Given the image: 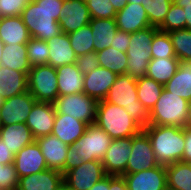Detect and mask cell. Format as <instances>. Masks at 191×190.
I'll return each instance as SVG.
<instances>
[{
	"label": "cell",
	"mask_w": 191,
	"mask_h": 190,
	"mask_svg": "<svg viewBox=\"0 0 191 190\" xmlns=\"http://www.w3.org/2000/svg\"><path fill=\"white\" fill-rule=\"evenodd\" d=\"M88 124L68 114L56 113L52 134L71 146L85 133Z\"/></svg>",
	"instance_id": "obj_22"
},
{
	"label": "cell",
	"mask_w": 191,
	"mask_h": 190,
	"mask_svg": "<svg viewBox=\"0 0 191 190\" xmlns=\"http://www.w3.org/2000/svg\"><path fill=\"white\" fill-rule=\"evenodd\" d=\"M150 138L142 130L138 135L132 136L131 154L123 174H132L158 166Z\"/></svg>",
	"instance_id": "obj_11"
},
{
	"label": "cell",
	"mask_w": 191,
	"mask_h": 190,
	"mask_svg": "<svg viewBox=\"0 0 191 190\" xmlns=\"http://www.w3.org/2000/svg\"><path fill=\"white\" fill-rule=\"evenodd\" d=\"M63 174L55 169H46L39 173L19 178L17 190H63Z\"/></svg>",
	"instance_id": "obj_21"
},
{
	"label": "cell",
	"mask_w": 191,
	"mask_h": 190,
	"mask_svg": "<svg viewBox=\"0 0 191 190\" xmlns=\"http://www.w3.org/2000/svg\"><path fill=\"white\" fill-rule=\"evenodd\" d=\"M166 179L176 190H191V164L180 161L166 165Z\"/></svg>",
	"instance_id": "obj_32"
},
{
	"label": "cell",
	"mask_w": 191,
	"mask_h": 190,
	"mask_svg": "<svg viewBox=\"0 0 191 190\" xmlns=\"http://www.w3.org/2000/svg\"><path fill=\"white\" fill-rule=\"evenodd\" d=\"M27 45V56L31 67L48 64L49 46L46 41L31 37Z\"/></svg>",
	"instance_id": "obj_39"
},
{
	"label": "cell",
	"mask_w": 191,
	"mask_h": 190,
	"mask_svg": "<svg viewBox=\"0 0 191 190\" xmlns=\"http://www.w3.org/2000/svg\"><path fill=\"white\" fill-rule=\"evenodd\" d=\"M172 3L171 0H141L150 25L157 28L163 23Z\"/></svg>",
	"instance_id": "obj_38"
},
{
	"label": "cell",
	"mask_w": 191,
	"mask_h": 190,
	"mask_svg": "<svg viewBox=\"0 0 191 190\" xmlns=\"http://www.w3.org/2000/svg\"><path fill=\"white\" fill-rule=\"evenodd\" d=\"M63 0H31L21 19L31 37L48 41L61 33L59 20Z\"/></svg>",
	"instance_id": "obj_1"
},
{
	"label": "cell",
	"mask_w": 191,
	"mask_h": 190,
	"mask_svg": "<svg viewBox=\"0 0 191 190\" xmlns=\"http://www.w3.org/2000/svg\"><path fill=\"white\" fill-rule=\"evenodd\" d=\"M4 100L5 99L0 95V104H3Z\"/></svg>",
	"instance_id": "obj_58"
},
{
	"label": "cell",
	"mask_w": 191,
	"mask_h": 190,
	"mask_svg": "<svg viewBox=\"0 0 191 190\" xmlns=\"http://www.w3.org/2000/svg\"><path fill=\"white\" fill-rule=\"evenodd\" d=\"M95 124L112 139L136 136L143 130L124 108L104 100L98 101Z\"/></svg>",
	"instance_id": "obj_5"
},
{
	"label": "cell",
	"mask_w": 191,
	"mask_h": 190,
	"mask_svg": "<svg viewBox=\"0 0 191 190\" xmlns=\"http://www.w3.org/2000/svg\"><path fill=\"white\" fill-rule=\"evenodd\" d=\"M56 74L59 96L83 92L84 75L76 63L57 67Z\"/></svg>",
	"instance_id": "obj_26"
},
{
	"label": "cell",
	"mask_w": 191,
	"mask_h": 190,
	"mask_svg": "<svg viewBox=\"0 0 191 190\" xmlns=\"http://www.w3.org/2000/svg\"><path fill=\"white\" fill-rule=\"evenodd\" d=\"M53 104L56 113L68 114L88 125L96 121L98 101L84 92L58 96Z\"/></svg>",
	"instance_id": "obj_9"
},
{
	"label": "cell",
	"mask_w": 191,
	"mask_h": 190,
	"mask_svg": "<svg viewBox=\"0 0 191 190\" xmlns=\"http://www.w3.org/2000/svg\"><path fill=\"white\" fill-rule=\"evenodd\" d=\"M3 47H4V43L0 40V62H1V57L3 54Z\"/></svg>",
	"instance_id": "obj_53"
},
{
	"label": "cell",
	"mask_w": 191,
	"mask_h": 190,
	"mask_svg": "<svg viewBox=\"0 0 191 190\" xmlns=\"http://www.w3.org/2000/svg\"><path fill=\"white\" fill-rule=\"evenodd\" d=\"M14 166L19 178L48 169L37 141L26 145L14 156Z\"/></svg>",
	"instance_id": "obj_17"
},
{
	"label": "cell",
	"mask_w": 191,
	"mask_h": 190,
	"mask_svg": "<svg viewBox=\"0 0 191 190\" xmlns=\"http://www.w3.org/2000/svg\"><path fill=\"white\" fill-rule=\"evenodd\" d=\"M89 190H109V175L95 183Z\"/></svg>",
	"instance_id": "obj_50"
},
{
	"label": "cell",
	"mask_w": 191,
	"mask_h": 190,
	"mask_svg": "<svg viewBox=\"0 0 191 190\" xmlns=\"http://www.w3.org/2000/svg\"><path fill=\"white\" fill-rule=\"evenodd\" d=\"M104 101L124 108L142 128L148 125L149 112L138 100L135 78L117 75Z\"/></svg>",
	"instance_id": "obj_4"
},
{
	"label": "cell",
	"mask_w": 191,
	"mask_h": 190,
	"mask_svg": "<svg viewBox=\"0 0 191 190\" xmlns=\"http://www.w3.org/2000/svg\"><path fill=\"white\" fill-rule=\"evenodd\" d=\"M160 31L171 32L184 29V10L176 3H172L163 23L158 27Z\"/></svg>",
	"instance_id": "obj_40"
},
{
	"label": "cell",
	"mask_w": 191,
	"mask_h": 190,
	"mask_svg": "<svg viewBox=\"0 0 191 190\" xmlns=\"http://www.w3.org/2000/svg\"><path fill=\"white\" fill-rule=\"evenodd\" d=\"M56 68L51 65L31 67L27 74V88L36 101L54 103L59 96Z\"/></svg>",
	"instance_id": "obj_8"
},
{
	"label": "cell",
	"mask_w": 191,
	"mask_h": 190,
	"mask_svg": "<svg viewBox=\"0 0 191 190\" xmlns=\"http://www.w3.org/2000/svg\"><path fill=\"white\" fill-rule=\"evenodd\" d=\"M0 66L28 74L31 66L27 56V45H4Z\"/></svg>",
	"instance_id": "obj_30"
},
{
	"label": "cell",
	"mask_w": 191,
	"mask_h": 190,
	"mask_svg": "<svg viewBox=\"0 0 191 190\" xmlns=\"http://www.w3.org/2000/svg\"><path fill=\"white\" fill-rule=\"evenodd\" d=\"M127 2L141 4V0H127Z\"/></svg>",
	"instance_id": "obj_54"
},
{
	"label": "cell",
	"mask_w": 191,
	"mask_h": 190,
	"mask_svg": "<svg viewBox=\"0 0 191 190\" xmlns=\"http://www.w3.org/2000/svg\"><path fill=\"white\" fill-rule=\"evenodd\" d=\"M189 103V101L164 88L156 104L149 111L148 124L185 127L188 119Z\"/></svg>",
	"instance_id": "obj_6"
},
{
	"label": "cell",
	"mask_w": 191,
	"mask_h": 190,
	"mask_svg": "<svg viewBox=\"0 0 191 190\" xmlns=\"http://www.w3.org/2000/svg\"><path fill=\"white\" fill-rule=\"evenodd\" d=\"M46 42L49 46L50 53L48 65L57 68L76 63L77 55L71 47L68 34L61 32Z\"/></svg>",
	"instance_id": "obj_23"
},
{
	"label": "cell",
	"mask_w": 191,
	"mask_h": 190,
	"mask_svg": "<svg viewBox=\"0 0 191 190\" xmlns=\"http://www.w3.org/2000/svg\"><path fill=\"white\" fill-rule=\"evenodd\" d=\"M109 190H128L123 176L109 175Z\"/></svg>",
	"instance_id": "obj_47"
},
{
	"label": "cell",
	"mask_w": 191,
	"mask_h": 190,
	"mask_svg": "<svg viewBox=\"0 0 191 190\" xmlns=\"http://www.w3.org/2000/svg\"><path fill=\"white\" fill-rule=\"evenodd\" d=\"M181 162L191 163V127L185 126V147Z\"/></svg>",
	"instance_id": "obj_46"
},
{
	"label": "cell",
	"mask_w": 191,
	"mask_h": 190,
	"mask_svg": "<svg viewBox=\"0 0 191 190\" xmlns=\"http://www.w3.org/2000/svg\"><path fill=\"white\" fill-rule=\"evenodd\" d=\"M186 126H190L191 127V102L189 103L188 119H187Z\"/></svg>",
	"instance_id": "obj_52"
},
{
	"label": "cell",
	"mask_w": 191,
	"mask_h": 190,
	"mask_svg": "<svg viewBox=\"0 0 191 190\" xmlns=\"http://www.w3.org/2000/svg\"><path fill=\"white\" fill-rule=\"evenodd\" d=\"M76 65L79 71L86 75L99 67V61L95 51L77 57Z\"/></svg>",
	"instance_id": "obj_44"
},
{
	"label": "cell",
	"mask_w": 191,
	"mask_h": 190,
	"mask_svg": "<svg viewBox=\"0 0 191 190\" xmlns=\"http://www.w3.org/2000/svg\"><path fill=\"white\" fill-rule=\"evenodd\" d=\"M116 77L117 74L115 72L99 66L84 75L83 92L96 101H102L107 96Z\"/></svg>",
	"instance_id": "obj_18"
},
{
	"label": "cell",
	"mask_w": 191,
	"mask_h": 190,
	"mask_svg": "<svg viewBox=\"0 0 191 190\" xmlns=\"http://www.w3.org/2000/svg\"><path fill=\"white\" fill-rule=\"evenodd\" d=\"M91 17L83 0H63L59 25L61 32L70 34L90 23Z\"/></svg>",
	"instance_id": "obj_13"
},
{
	"label": "cell",
	"mask_w": 191,
	"mask_h": 190,
	"mask_svg": "<svg viewBox=\"0 0 191 190\" xmlns=\"http://www.w3.org/2000/svg\"><path fill=\"white\" fill-rule=\"evenodd\" d=\"M19 177L14 163L2 164L0 160V190H17Z\"/></svg>",
	"instance_id": "obj_42"
},
{
	"label": "cell",
	"mask_w": 191,
	"mask_h": 190,
	"mask_svg": "<svg viewBox=\"0 0 191 190\" xmlns=\"http://www.w3.org/2000/svg\"><path fill=\"white\" fill-rule=\"evenodd\" d=\"M31 36L20 16L0 18V40L4 45L27 44Z\"/></svg>",
	"instance_id": "obj_25"
},
{
	"label": "cell",
	"mask_w": 191,
	"mask_h": 190,
	"mask_svg": "<svg viewBox=\"0 0 191 190\" xmlns=\"http://www.w3.org/2000/svg\"><path fill=\"white\" fill-rule=\"evenodd\" d=\"M1 105H2V104H0V129H1L2 126H3V125H2V119H1Z\"/></svg>",
	"instance_id": "obj_56"
},
{
	"label": "cell",
	"mask_w": 191,
	"mask_h": 190,
	"mask_svg": "<svg viewBox=\"0 0 191 190\" xmlns=\"http://www.w3.org/2000/svg\"><path fill=\"white\" fill-rule=\"evenodd\" d=\"M91 18H115L117 11L109 0H87Z\"/></svg>",
	"instance_id": "obj_41"
},
{
	"label": "cell",
	"mask_w": 191,
	"mask_h": 190,
	"mask_svg": "<svg viewBox=\"0 0 191 190\" xmlns=\"http://www.w3.org/2000/svg\"><path fill=\"white\" fill-rule=\"evenodd\" d=\"M137 97L148 112L156 104L164 85L147 76L137 78Z\"/></svg>",
	"instance_id": "obj_33"
},
{
	"label": "cell",
	"mask_w": 191,
	"mask_h": 190,
	"mask_svg": "<svg viewBox=\"0 0 191 190\" xmlns=\"http://www.w3.org/2000/svg\"><path fill=\"white\" fill-rule=\"evenodd\" d=\"M163 190H176V189H174V188L167 185Z\"/></svg>",
	"instance_id": "obj_57"
},
{
	"label": "cell",
	"mask_w": 191,
	"mask_h": 190,
	"mask_svg": "<svg viewBox=\"0 0 191 190\" xmlns=\"http://www.w3.org/2000/svg\"><path fill=\"white\" fill-rule=\"evenodd\" d=\"M56 111L50 102L36 101L26 120L35 139L52 134Z\"/></svg>",
	"instance_id": "obj_14"
},
{
	"label": "cell",
	"mask_w": 191,
	"mask_h": 190,
	"mask_svg": "<svg viewBox=\"0 0 191 190\" xmlns=\"http://www.w3.org/2000/svg\"><path fill=\"white\" fill-rule=\"evenodd\" d=\"M132 136L112 139L101 163L107 175L121 176L131 154Z\"/></svg>",
	"instance_id": "obj_12"
},
{
	"label": "cell",
	"mask_w": 191,
	"mask_h": 190,
	"mask_svg": "<svg viewBox=\"0 0 191 190\" xmlns=\"http://www.w3.org/2000/svg\"><path fill=\"white\" fill-rule=\"evenodd\" d=\"M0 139L16 155L23 147L33 143L36 139L25 123H14L2 126Z\"/></svg>",
	"instance_id": "obj_24"
},
{
	"label": "cell",
	"mask_w": 191,
	"mask_h": 190,
	"mask_svg": "<svg viewBox=\"0 0 191 190\" xmlns=\"http://www.w3.org/2000/svg\"><path fill=\"white\" fill-rule=\"evenodd\" d=\"M173 3L175 2H188V1H191V0H171Z\"/></svg>",
	"instance_id": "obj_55"
},
{
	"label": "cell",
	"mask_w": 191,
	"mask_h": 190,
	"mask_svg": "<svg viewBox=\"0 0 191 190\" xmlns=\"http://www.w3.org/2000/svg\"><path fill=\"white\" fill-rule=\"evenodd\" d=\"M112 138L97 124L87 126L85 133L69 146L64 173L93 160L101 161L110 146Z\"/></svg>",
	"instance_id": "obj_2"
},
{
	"label": "cell",
	"mask_w": 191,
	"mask_h": 190,
	"mask_svg": "<svg viewBox=\"0 0 191 190\" xmlns=\"http://www.w3.org/2000/svg\"><path fill=\"white\" fill-rule=\"evenodd\" d=\"M28 91L27 74L0 66V95L4 99L17 96Z\"/></svg>",
	"instance_id": "obj_28"
},
{
	"label": "cell",
	"mask_w": 191,
	"mask_h": 190,
	"mask_svg": "<svg viewBox=\"0 0 191 190\" xmlns=\"http://www.w3.org/2000/svg\"><path fill=\"white\" fill-rule=\"evenodd\" d=\"M116 25L119 30L134 33L150 27L149 18L142 4L128 2L116 13Z\"/></svg>",
	"instance_id": "obj_19"
},
{
	"label": "cell",
	"mask_w": 191,
	"mask_h": 190,
	"mask_svg": "<svg viewBox=\"0 0 191 190\" xmlns=\"http://www.w3.org/2000/svg\"><path fill=\"white\" fill-rule=\"evenodd\" d=\"M176 58L191 61V30L179 29L169 32Z\"/></svg>",
	"instance_id": "obj_36"
},
{
	"label": "cell",
	"mask_w": 191,
	"mask_h": 190,
	"mask_svg": "<svg viewBox=\"0 0 191 190\" xmlns=\"http://www.w3.org/2000/svg\"><path fill=\"white\" fill-rule=\"evenodd\" d=\"M116 11L121 10L128 2L127 0H109Z\"/></svg>",
	"instance_id": "obj_51"
},
{
	"label": "cell",
	"mask_w": 191,
	"mask_h": 190,
	"mask_svg": "<svg viewBox=\"0 0 191 190\" xmlns=\"http://www.w3.org/2000/svg\"><path fill=\"white\" fill-rule=\"evenodd\" d=\"M68 37L77 57L94 51L93 34L89 24L68 34Z\"/></svg>",
	"instance_id": "obj_35"
},
{
	"label": "cell",
	"mask_w": 191,
	"mask_h": 190,
	"mask_svg": "<svg viewBox=\"0 0 191 190\" xmlns=\"http://www.w3.org/2000/svg\"><path fill=\"white\" fill-rule=\"evenodd\" d=\"M99 66L104 67L117 75L126 74L128 57L125 52L118 51L111 46L96 52Z\"/></svg>",
	"instance_id": "obj_34"
},
{
	"label": "cell",
	"mask_w": 191,
	"mask_h": 190,
	"mask_svg": "<svg viewBox=\"0 0 191 190\" xmlns=\"http://www.w3.org/2000/svg\"><path fill=\"white\" fill-rule=\"evenodd\" d=\"M130 37L131 33H127L118 29L114 35V41L111 47L118 50L119 52L122 51L126 53L130 44Z\"/></svg>",
	"instance_id": "obj_45"
},
{
	"label": "cell",
	"mask_w": 191,
	"mask_h": 190,
	"mask_svg": "<svg viewBox=\"0 0 191 190\" xmlns=\"http://www.w3.org/2000/svg\"><path fill=\"white\" fill-rule=\"evenodd\" d=\"M31 0H0V18L20 16Z\"/></svg>",
	"instance_id": "obj_43"
},
{
	"label": "cell",
	"mask_w": 191,
	"mask_h": 190,
	"mask_svg": "<svg viewBox=\"0 0 191 190\" xmlns=\"http://www.w3.org/2000/svg\"><path fill=\"white\" fill-rule=\"evenodd\" d=\"M35 102V98L29 91L5 99L1 105L2 125L26 123Z\"/></svg>",
	"instance_id": "obj_16"
},
{
	"label": "cell",
	"mask_w": 191,
	"mask_h": 190,
	"mask_svg": "<svg viewBox=\"0 0 191 190\" xmlns=\"http://www.w3.org/2000/svg\"><path fill=\"white\" fill-rule=\"evenodd\" d=\"M175 3L184 10V29L191 30V1Z\"/></svg>",
	"instance_id": "obj_49"
},
{
	"label": "cell",
	"mask_w": 191,
	"mask_h": 190,
	"mask_svg": "<svg viewBox=\"0 0 191 190\" xmlns=\"http://www.w3.org/2000/svg\"><path fill=\"white\" fill-rule=\"evenodd\" d=\"M157 27L150 26L131 33L130 44L127 49L126 74L135 79L144 77L151 61V43Z\"/></svg>",
	"instance_id": "obj_7"
},
{
	"label": "cell",
	"mask_w": 191,
	"mask_h": 190,
	"mask_svg": "<svg viewBox=\"0 0 191 190\" xmlns=\"http://www.w3.org/2000/svg\"><path fill=\"white\" fill-rule=\"evenodd\" d=\"M179 67L177 58L151 59L145 76L165 85L175 74Z\"/></svg>",
	"instance_id": "obj_31"
},
{
	"label": "cell",
	"mask_w": 191,
	"mask_h": 190,
	"mask_svg": "<svg viewBox=\"0 0 191 190\" xmlns=\"http://www.w3.org/2000/svg\"><path fill=\"white\" fill-rule=\"evenodd\" d=\"M107 176L101 161L93 160L63 174L65 190H89Z\"/></svg>",
	"instance_id": "obj_10"
},
{
	"label": "cell",
	"mask_w": 191,
	"mask_h": 190,
	"mask_svg": "<svg viewBox=\"0 0 191 190\" xmlns=\"http://www.w3.org/2000/svg\"><path fill=\"white\" fill-rule=\"evenodd\" d=\"M151 57L152 59L176 58L169 33L159 29L154 33L151 43Z\"/></svg>",
	"instance_id": "obj_37"
},
{
	"label": "cell",
	"mask_w": 191,
	"mask_h": 190,
	"mask_svg": "<svg viewBox=\"0 0 191 190\" xmlns=\"http://www.w3.org/2000/svg\"><path fill=\"white\" fill-rule=\"evenodd\" d=\"M164 88L191 102V61H179V67Z\"/></svg>",
	"instance_id": "obj_29"
},
{
	"label": "cell",
	"mask_w": 191,
	"mask_h": 190,
	"mask_svg": "<svg viewBox=\"0 0 191 190\" xmlns=\"http://www.w3.org/2000/svg\"><path fill=\"white\" fill-rule=\"evenodd\" d=\"M36 141L41 148L47 167L64 174V165L69 145L63 143L53 134L38 137Z\"/></svg>",
	"instance_id": "obj_20"
},
{
	"label": "cell",
	"mask_w": 191,
	"mask_h": 190,
	"mask_svg": "<svg viewBox=\"0 0 191 190\" xmlns=\"http://www.w3.org/2000/svg\"><path fill=\"white\" fill-rule=\"evenodd\" d=\"M14 156L15 155L12 153V150H9V148L4 144L3 140L0 139V160H1V163L4 165L13 163Z\"/></svg>",
	"instance_id": "obj_48"
},
{
	"label": "cell",
	"mask_w": 191,
	"mask_h": 190,
	"mask_svg": "<svg viewBox=\"0 0 191 190\" xmlns=\"http://www.w3.org/2000/svg\"><path fill=\"white\" fill-rule=\"evenodd\" d=\"M143 131L150 138L154 156L160 165L181 161L185 147V127L148 124Z\"/></svg>",
	"instance_id": "obj_3"
},
{
	"label": "cell",
	"mask_w": 191,
	"mask_h": 190,
	"mask_svg": "<svg viewBox=\"0 0 191 190\" xmlns=\"http://www.w3.org/2000/svg\"><path fill=\"white\" fill-rule=\"evenodd\" d=\"M128 190H163L167 186L166 166L158 165L152 169L122 174Z\"/></svg>",
	"instance_id": "obj_15"
},
{
	"label": "cell",
	"mask_w": 191,
	"mask_h": 190,
	"mask_svg": "<svg viewBox=\"0 0 191 190\" xmlns=\"http://www.w3.org/2000/svg\"><path fill=\"white\" fill-rule=\"evenodd\" d=\"M89 25L93 34L95 52L113 45L114 35L118 30L115 18H91Z\"/></svg>",
	"instance_id": "obj_27"
}]
</instances>
